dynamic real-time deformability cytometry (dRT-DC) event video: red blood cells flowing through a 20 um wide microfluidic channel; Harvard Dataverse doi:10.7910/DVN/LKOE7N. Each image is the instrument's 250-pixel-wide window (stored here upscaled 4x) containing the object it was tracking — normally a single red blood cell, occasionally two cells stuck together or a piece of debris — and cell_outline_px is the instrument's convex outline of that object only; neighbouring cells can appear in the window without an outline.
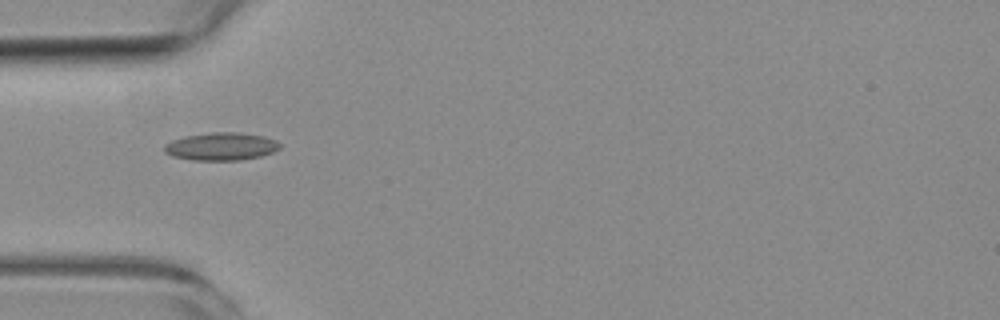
{"species": "common noctule bat (a hibernating species)", "species_latin": "Nyctalus noctula", "temperature_condition": "room temperature", "stored_images_in_passage": 1, "camera_frame_rate_fps": 3000, "um_per_image_px": 0.085, "animal": {"sex": "female", "body_mass_g": 19.3, "forearm_length_mm": 54.1}, "frame": {"image": 1, "passage_image": 1, "time_ms": 0.0, "image_size_px": [1000, 320], "cell_outline_px": [[280, 148], [272, 152], [260, 156], [240, 160], [192, 160], [172, 156], [164, 152], [164, 144], [172, 140], [184, 136], [208, 132], [236, 132], [264, 136], [276, 140], [280, 144]], "centroid_in_image_um": [18.77, 12.44], "position_along_channel_um": 66.2, "area_um2": 18.79}}